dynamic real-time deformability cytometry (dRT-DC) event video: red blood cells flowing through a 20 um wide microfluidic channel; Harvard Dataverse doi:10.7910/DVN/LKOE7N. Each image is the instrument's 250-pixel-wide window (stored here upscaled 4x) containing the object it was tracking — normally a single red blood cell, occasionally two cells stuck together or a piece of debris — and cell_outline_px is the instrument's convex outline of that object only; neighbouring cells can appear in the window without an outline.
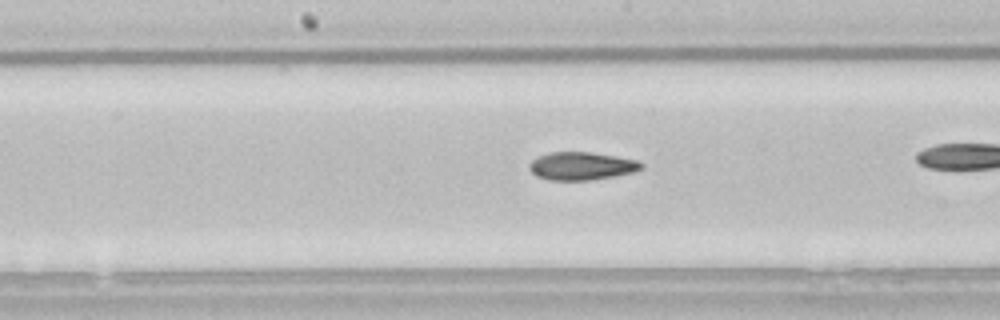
{"species": "common noctule bat (a hibernating species)", "species_latin": "Nyctalus noctula", "temperature_condition": "room temperature", "stored_images_in_passage": 26, "camera_frame_rate_fps": 3000, "um_per_image_px": 0.085, "animal": {"sex": "male", "body_mass_g": 21.5, "forearm_length_mm": 52.0}, "frame": {"image": 1, "passage_image": 12, "time_ms": 3.667, "image_size_px": [1000, 320], "cell_outline_px": [[644, 168], [632, 172], [592, 180], [548, 180], [536, 176], [528, 168], [528, 164], [536, 156], [548, 152], [592, 152], [616, 156], [636, 160], [644, 164]], "centroid_in_image_um": [49.39, 14.1], "position_along_channel_um": 198.8, "area_um2": 18.38}}